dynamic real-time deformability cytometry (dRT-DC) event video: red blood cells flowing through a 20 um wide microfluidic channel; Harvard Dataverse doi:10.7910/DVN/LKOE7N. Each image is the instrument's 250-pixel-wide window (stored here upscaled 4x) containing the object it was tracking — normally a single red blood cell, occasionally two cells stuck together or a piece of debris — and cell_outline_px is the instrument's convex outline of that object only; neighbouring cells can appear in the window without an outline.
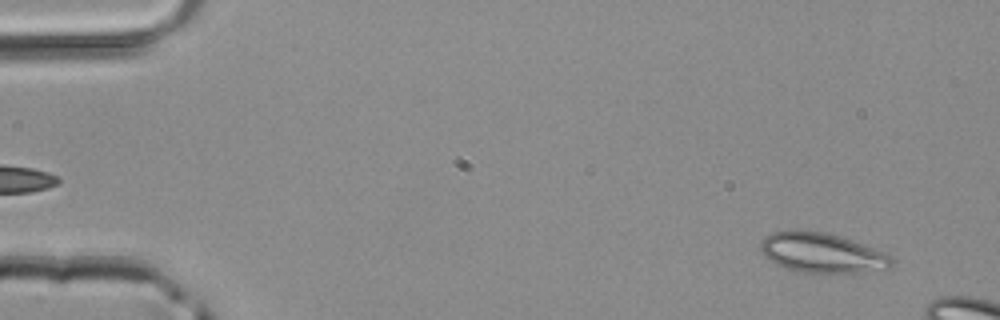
{"species": "common noctule bat (a hibernating species)", "species_latin": "Nyctalus noctula", "temperature_condition": "room temperature", "stored_images_in_passage": 9, "camera_frame_rate_fps": 3000, "um_per_image_px": 0.085, "animal": {"sex": "male", "body_mass_g": 20.4}, "frame": {"image": 1, "passage_image": 2, "time_ms": 0.333, "image_size_px": [1000, 320], "cell_outline_px": [[892, 264], [888, 268], [864, 272], [804, 272], [788, 268], [776, 264], [764, 256], [760, 252], [760, 244], [764, 236], [772, 232], [796, 228], [828, 232], [852, 240], [884, 252], [892, 256]], "centroid_in_image_um": [69.82, 21.45], "position_along_channel_um": 15.2, "area_um2": 30.58}}